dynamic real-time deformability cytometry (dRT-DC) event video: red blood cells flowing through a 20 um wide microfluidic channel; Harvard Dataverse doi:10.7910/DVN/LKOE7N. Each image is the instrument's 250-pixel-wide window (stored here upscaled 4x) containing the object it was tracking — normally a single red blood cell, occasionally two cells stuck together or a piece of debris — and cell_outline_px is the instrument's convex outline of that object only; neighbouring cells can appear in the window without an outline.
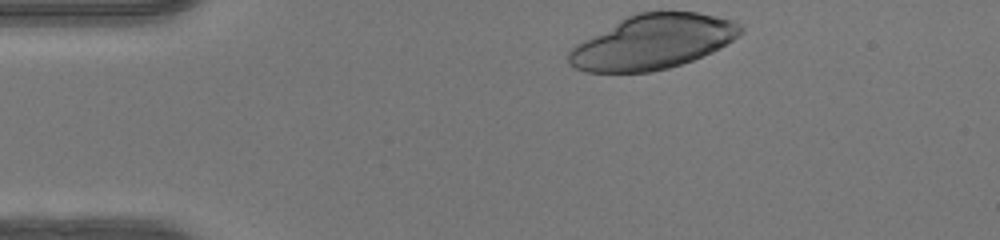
{"species": "human", "species_latin": "Homo sapiens", "temperature_condition": "warm", "stored_images_in_passage": 34, "camera_frame_rate_fps": 3000, "um_per_image_px": 0.085, "donor": {"sex": "female"}, "frame": {"image": 1, "passage_image": 1, "time_ms": 0.0, "image_size_px": [1000, 240], "cell_outline_px": [[744, 32], [720, 48], [712, 52], [692, 60], [668, 68], [648, 72], [584, 72], [576, 68], [568, 60], [568, 52], [576, 44], [620, 20], [628, 16], [640, 12], [696, 12], [716, 16], [732, 20], [740, 24], [744, 28]], "centroid_in_image_um": [55.51, 3.57], "position_along_channel_um": 29.5, "area_um2": 53.99}}